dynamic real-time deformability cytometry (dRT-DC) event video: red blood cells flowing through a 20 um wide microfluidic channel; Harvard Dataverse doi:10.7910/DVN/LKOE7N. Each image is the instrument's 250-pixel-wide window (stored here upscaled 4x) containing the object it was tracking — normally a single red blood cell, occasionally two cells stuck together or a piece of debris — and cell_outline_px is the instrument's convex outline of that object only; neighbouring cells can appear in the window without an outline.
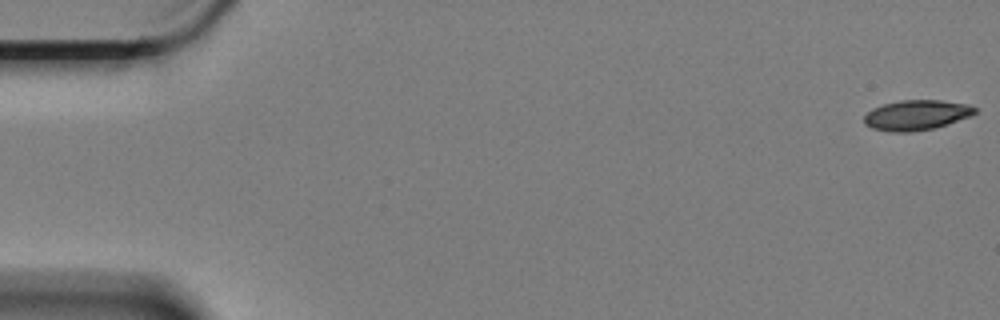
{"species": "Egyptian fruit bat (a non-hibernating species)", "species_latin": "Rousettus aegyptiacus", "temperature_condition": "cold", "stored_images_in_passage": 60, "camera_frame_rate_fps": 3000, "um_per_image_px": 0.085, "animal": {"sex": "female"}, "frame": {"image": 1, "passage_image": 1, "time_ms": 0.0, "image_size_px": [1000, 320], "cell_outline_px": [[976, 112], [972, 116], [948, 124], [932, 128], [912, 132], [888, 132], [872, 128], [864, 124], [864, 116], [872, 108], [884, 104], [900, 100], [940, 100], [968, 104], [976, 108]], "centroid_in_image_um": [77.89, 9.78], "position_along_channel_um": 7.1, "area_um2": 19.54}}
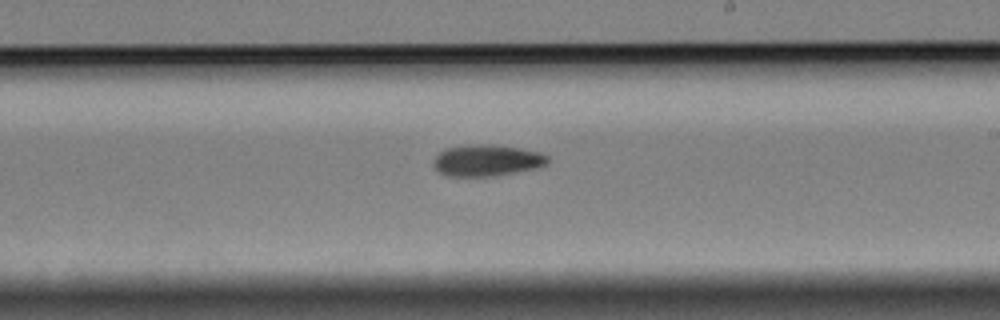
{"frame": {"image": 2, "passage_image": 35, "time_ms": 11.333, "image_size_px": [1000, 320], "cell_outline_px": [[548, 160], [544, 164], [532, 168], [496, 176], [444, 176], [436, 172], [432, 164], [432, 160], [444, 148], [468, 144], [492, 144], [520, 148], [540, 152], [548, 156]], "centroid_in_image_um": [41.28, 13.62], "position_along_channel_um": 247.7, "area_um2": 21.1}}
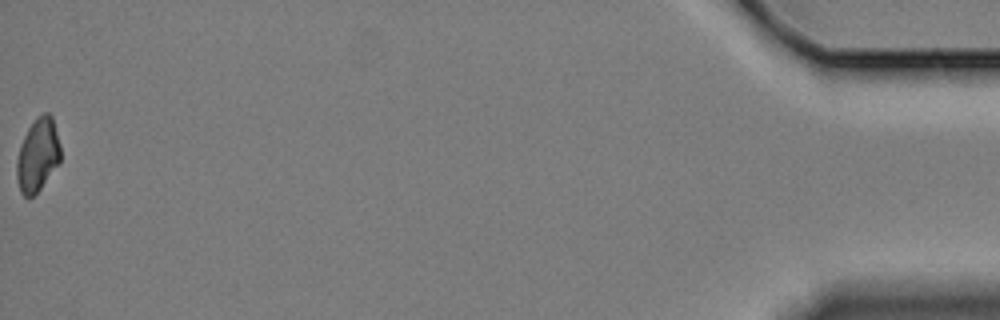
{"frame": {"image": 3, "passage_image": 60, "time_ms": 19.667, "image_size_px": [1000, 320], "cell_outline_px": [[60, 160], [40, 188], [32, 196], [24, 196], [20, 192], [16, 176], [16, 160], [24, 136], [28, 128], [36, 116], [44, 112], [48, 112], [52, 116], [60, 144]], "centroid_in_image_um": [3.19, 13.14], "position_along_channel_um": 432.0, "area_um2": 18.44}, "authors_computed_cell_mechanics": {"area_um2": 20.2589, "velocity_mm_per_s": 3.3586, "shape_relaxation_time_tau1_ms": 9.3377, "shape_relaxation_time_tau2_ms": null, "deformation_change_tau1": 0.1516, "deformation_change_tau2": null}}